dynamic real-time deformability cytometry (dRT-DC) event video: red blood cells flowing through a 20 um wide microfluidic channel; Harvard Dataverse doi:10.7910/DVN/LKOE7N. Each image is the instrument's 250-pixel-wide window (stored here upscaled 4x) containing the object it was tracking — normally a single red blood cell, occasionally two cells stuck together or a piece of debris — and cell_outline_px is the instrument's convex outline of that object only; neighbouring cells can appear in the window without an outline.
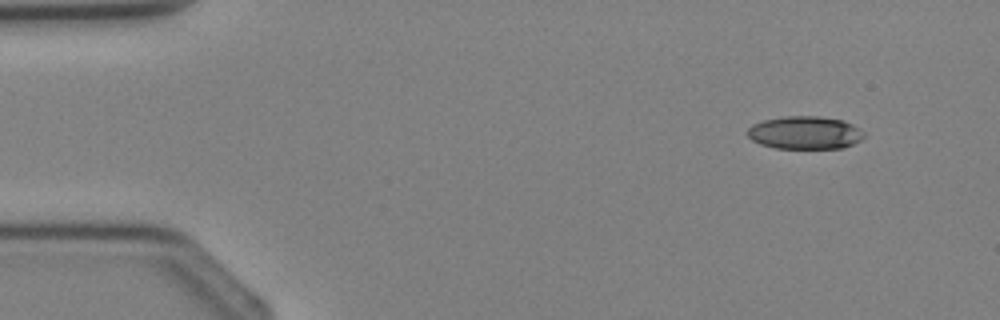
{"species": "Egyptian fruit bat (a non-hibernating species)", "species_latin": "Rousettus aegyptiacus", "temperature_condition": "cold", "stored_images_in_passage": 3, "camera_frame_rate_fps": 3000, "um_per_image_px": 0.085, "animal": {"sex": "female"}, "frame": {"image": 1, "passage_image": 1, "time_ms": 0.0, "image_size_px": [1000, 320], "cell_outline_px": [[864, 136], [860, 140], [852, 144], [840, 148], [776, 148], [760, 144], [752, 140], [748, 136], [748, 128], [752, 124], [764, 120], [784, 116], [820, 116], [844, 120], [852, 124], [864, 132]], "centroid_in_image_um": [68.41, 11.27], "position_along_channel_um": 16.6, "area_um2": 22.31}}
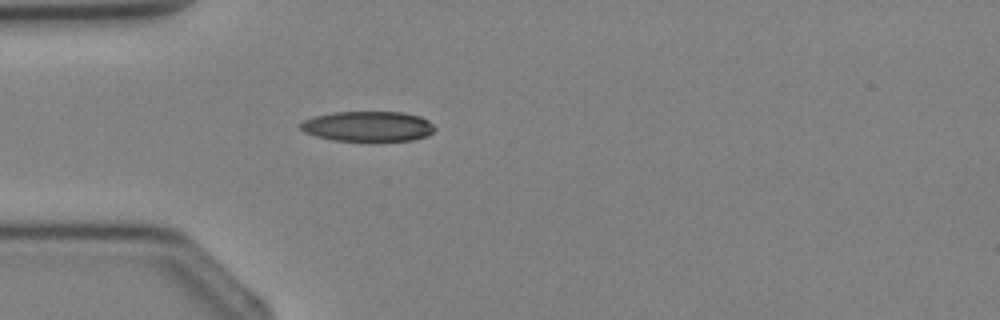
{"frame": {"image": 2, "passage_image": 3, "time_ms": 2.333, "image_size_px": [1000, 320], "cell_outline_px": [[436, 128], [428, 136], [412, 140], [372, 144], [332, 140], [316, 136], [304, 132], [300, 128], [300, 124], [304, 120], [316, 116], [332, 112], [404, 112], [420, 116], [428, 120]], "centroid_in_image_um": [31.31, 10.79], "position_along_channel_um": 53.7, "area_um2": 24.62}}